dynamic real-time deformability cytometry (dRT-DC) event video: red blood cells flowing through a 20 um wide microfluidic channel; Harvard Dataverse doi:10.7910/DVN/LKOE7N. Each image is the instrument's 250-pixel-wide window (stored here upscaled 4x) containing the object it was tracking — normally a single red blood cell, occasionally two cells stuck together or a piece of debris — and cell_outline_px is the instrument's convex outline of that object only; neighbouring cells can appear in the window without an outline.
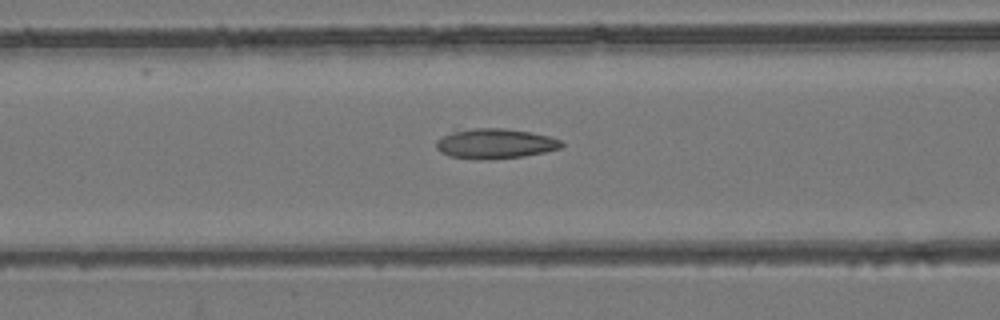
{"species": "common noctule bat (a hibernating species)", "species_latin": "Nyctalus noctula", "temperature_condition": "room temperature", "stored_images_in_passage": 4, "camera_frame_rate_fps": 3000, "um_per_image_px": 0.085, "animal": {"sex": "female", "body_mass_g": 24.6, "forearm_length_mm": 56.2}, "frame": {"image": 1, "passage_image": 4, "time_ms": 4.333, "image_size_px": [1000, 320], "cell_outline_px": [[564, 144], [560, 148], [544, 152], [524, 156], [484, 160], [476, 160], [448, 156], [440, 152], [436, 148], [436, 140], [452, 132], [476, 128], [504, 128], [528, 132], [548, 136], [560, 140]], "centroid_in_image_um": [42.06, 12.22], "position_along_channel_um": 124.5, "area_um2": 21.79}}